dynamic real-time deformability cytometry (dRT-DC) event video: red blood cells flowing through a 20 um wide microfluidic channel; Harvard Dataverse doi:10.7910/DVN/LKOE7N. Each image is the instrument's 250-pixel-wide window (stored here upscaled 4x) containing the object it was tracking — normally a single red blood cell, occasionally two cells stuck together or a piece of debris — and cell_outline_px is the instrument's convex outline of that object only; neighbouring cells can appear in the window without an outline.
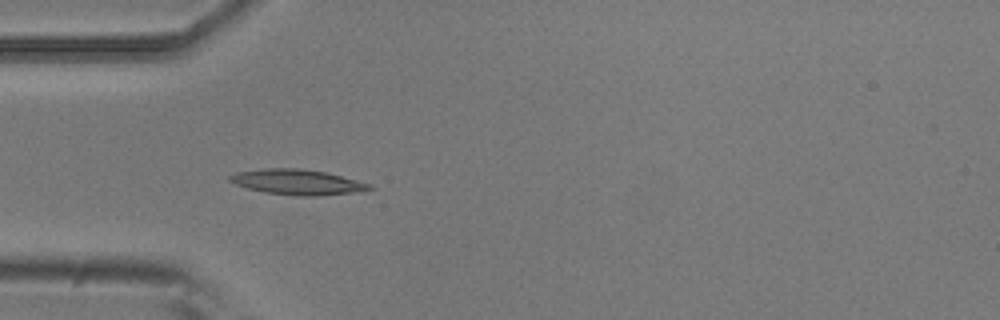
{"species": "common noctule bat (a hibernating species)", "species_latin": "Nyctalus noctula", "temperature_condition": "room temperature", "stored_images_in_passage": 8, "camera_frame_rate_fps": 3000, "um_per_image_px": 0.085, "animal": {"sex": "male", "body_mass_g": 20.5, "forearm_length_mm": 52.5}, "frame": {"image": 1, "passage_image": 4, "time_ms": 1.0, "image_size_px": [1000, 320], "cell_outline_px": [[376, 188], [364, 192], [320, 196], [300, 196], [264, 192], [248, 188], [236, 184], [228, 180], [228, 176], [236, 172], [264, 168], [300, 168], [324, 172], [372, 184]], "centroid_in_image_um": [25.34, 15.49], "position_along_channel_um": 59.7, "area_um2": 20.81}}
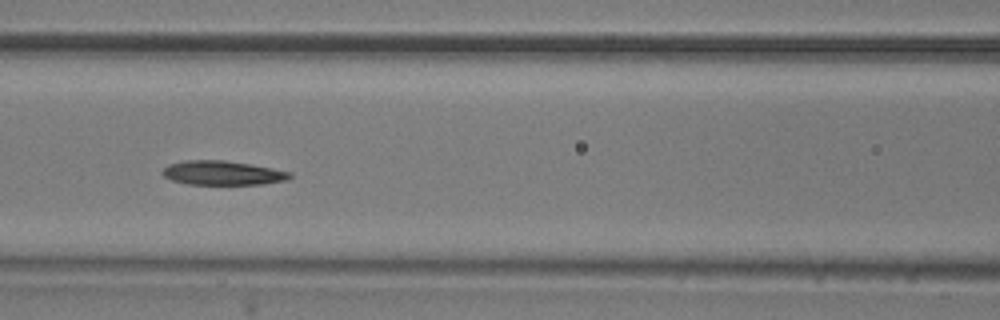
{"frame": {"image": 2, "passage_image": 6, "time_ms": 1.667, "image_size_px": [1000, 320], "cell_outline_px": [[292, 176], [288, 180], [260, 184], [188, 184], [172, 180], [164, 176], [160, 172], [168, 164], [184, 160], [224, 160], [272, 168], [292, 172]], "centroid_in_image_um": [18.9, 14.69], "position_along_channel_um": 147.7, "area_um2": 17.92}}
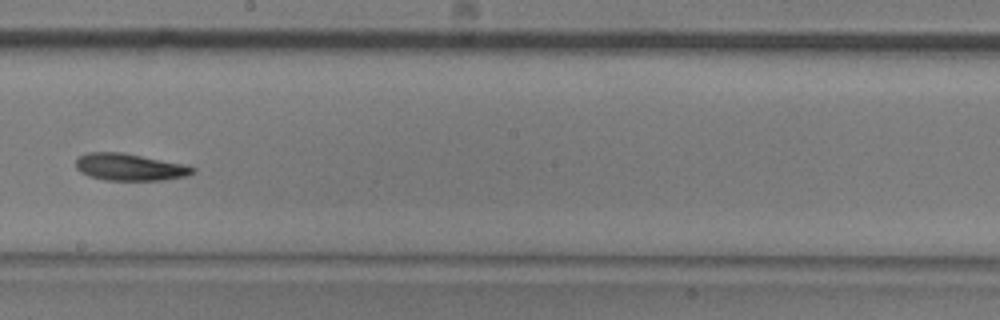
{"frame": {"image": 3, "passage_image": 8, "time_ms": 2.333, "image_size_px": [1000, 320], "cell_outline_px": [[196, 172], [188, 176], [164, 180], [104, 180], [88, 176], [80, 172], [76, 168], [76, 156], [88, 152], [124, 152], [188, 164], [196, 168]], "centroid_in_image_um": [11.06, 14.19], "position_along_channel_um": 237.1, "area_um2": 18.96}}